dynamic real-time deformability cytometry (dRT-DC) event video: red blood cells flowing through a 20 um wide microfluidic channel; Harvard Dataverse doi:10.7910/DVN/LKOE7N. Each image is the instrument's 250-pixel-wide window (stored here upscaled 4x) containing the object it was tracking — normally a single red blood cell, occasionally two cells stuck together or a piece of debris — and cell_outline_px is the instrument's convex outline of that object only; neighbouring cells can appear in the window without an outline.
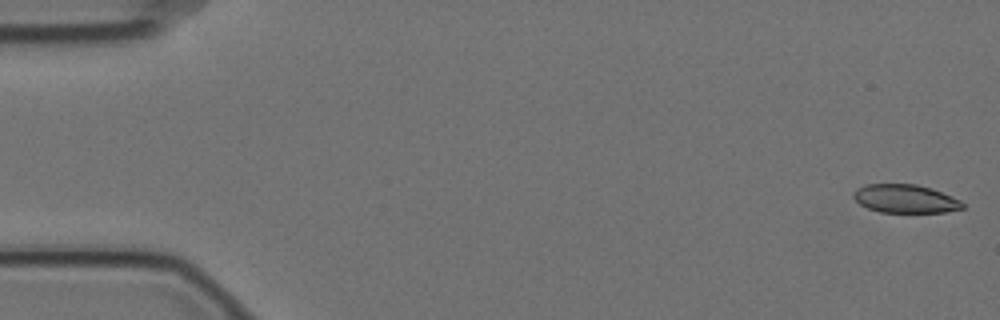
{"species": "Egyptian fruit bat (a non-hibernating species)", "species_latin": "Rousettus aegyptiacus", "temperature_condition": "cold", "stored_images_in_passage": 57, "camera_frame_rate_fps": 3000, "um_per_image_px": 0.085, "animal": {"sex": "female"}, "frame": {"image": 1, "passage_image": 1, "time_ms": 0.0, "image_size_px": [1000, 320], "cell_outline_px": [[964, 208], [944, 212], [880, 212], [868, 208], [860, 204], [852, 196], [852, 192], [856, 188], [864, 184], [916, 184], [932, 188], [952, 196], [960, 200], [964, 204]], "centroid_in_image_um": [76.93, 16.88], "position_along_channel_um": 8.1, "area_um2": 18.15}}
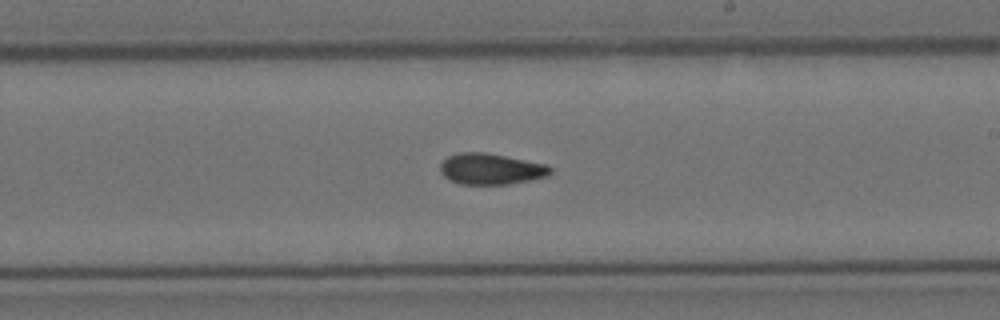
{"frame": {"image": 2, "passage_image": 33, "time_ms": 10.667, "image_size_px": [1000, 320], "cell_outline_px": [[552, 172], [548, 176], [508, 184], [460, 184], [444, 176], [440, 172], [440, 164], [448, 156], [460, 152], [484, 152], [548, 164], [552, 168]], "centroid_in_image_um": [41.74, 14.35], "position_along_channel_um": 247.3, "area_um2": 19.88}}
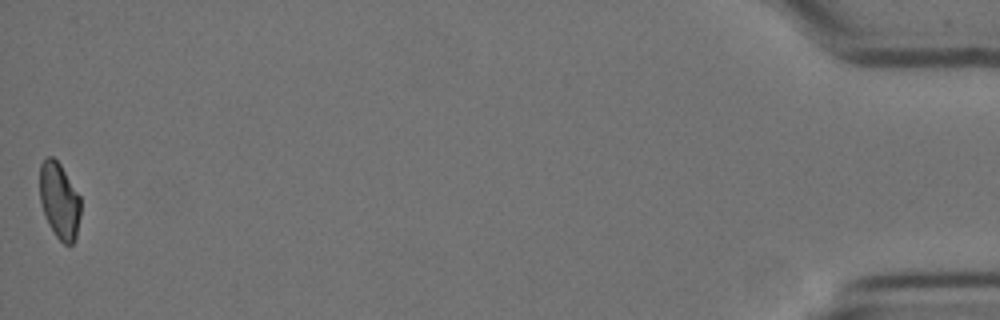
{"frame": {"image": 3, "passage_image": 57, "time_ms": 18.667, "image_size_px": [1000, 320], "cell_outline_px": [[80, 216], [76, 236], [72, 244], [64, 244], [56, 236], [48, 224], [40, 200], [40, 164], [48, 156], [52, 156], [60, 164], [80, 196]], "centroid_in_image_um": [5.05, 17.06], "position_along_channel_um": 430.2, "area_um2": 17.98}, "authors_computed_cell_mechanics": {"area_um2": 19.5942, "velocity_mm_per_s": 3.4999, "shape_relaxation_time_tau1_ms": 7.0281, "shape_relaxation_time_tau2_ms": 3.6219, "deformation_change_tau1": 0.1625, "deformation_change_tau2": 0.0935}}